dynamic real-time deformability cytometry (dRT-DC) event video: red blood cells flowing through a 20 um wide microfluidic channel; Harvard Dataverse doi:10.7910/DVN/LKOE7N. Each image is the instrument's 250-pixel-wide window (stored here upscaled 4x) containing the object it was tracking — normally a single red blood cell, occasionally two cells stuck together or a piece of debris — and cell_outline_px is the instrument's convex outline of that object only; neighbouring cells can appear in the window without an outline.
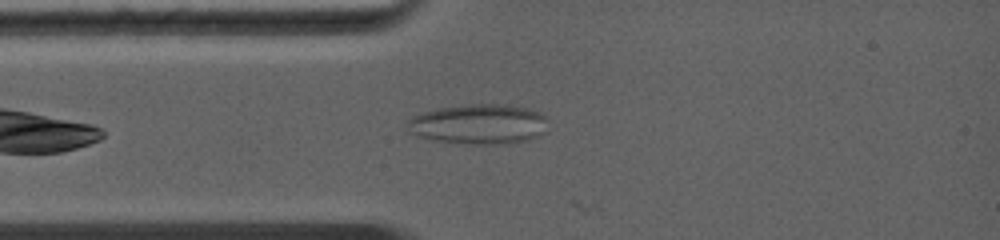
{"species": "common noctule bat (a hibernating species)", "species_latin": "Nyctalus noctula", "temperature_condition": "warm", "stored_images_in_passage": 15, "camera_frame_rate_fps": 5000, "um_per_image_px": 0.085, "animal": {"sex": "female", "body_mass_g": 19.0, "forearm_length_mm": 56.7}, "frame": {"image": 1, "passage_image": 4, "time_ms": 1.0, "image_size_px": [1000, 240], "cell_outline_px": [[548, 120], [544, 132], [540, 136], [528, 140], [508, 144], [468, 144], [432, 140], [416, 136], [408, 132], [408, 120], [412, 116], [424, 112], [440, 108], [468, 104], [504, 104], [528, 108], [540, 112], [548, 116]], "centroid_in_image_um": [40.73, 10.56], "position_along_channel_um": 44.3, "area_um2": 33.23}}
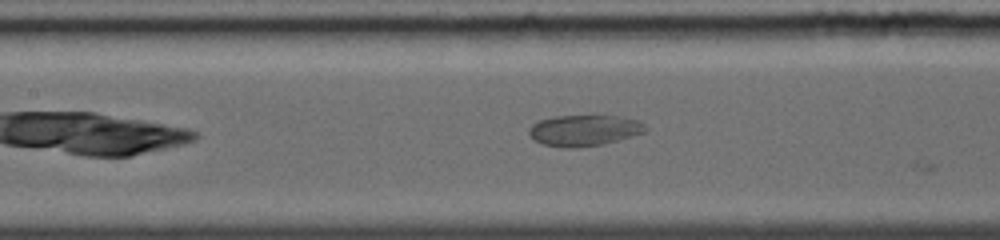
{"frame": {"image": 2, "passage_image": 11, "time_ms": 3.6, "image_size_px": [1000, 240], "cell_outline_px": [[648, 128], [644, 132], [604, 144], [572, 148], [564, 148], [544, 144], [532, 140], [528, 136], [528, 128], [532, 124], [540, 120], [556, 116], [592, 112], [624, 116], [640, 120]], "centroid_in_image_um": [49.66, 11.02], "position_along_channel_um": 157.7, "area_um2": 22.2}}
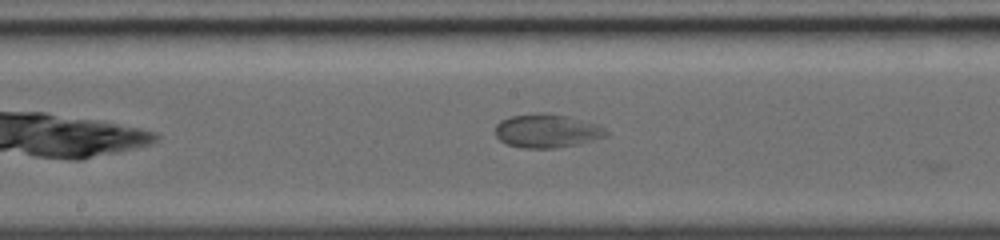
{"frame": {"image": 3, "passage_image": 14, "time_ms": 4.6, "image_size_px": [1000, 240], "cell_outline_px": [[608, 136], [576, 144], [556, 148], [524, 148], [508, 144], [500, 140], [496, 136], [496, 124], [500, 120], [512, 116], [544, 112], [568, 116], [600, 124], [608, 132]], "centroid_in_image_um": [46.51, 11.11], "position_along_channel_um": 201.7, "area_um2": 21.73}}